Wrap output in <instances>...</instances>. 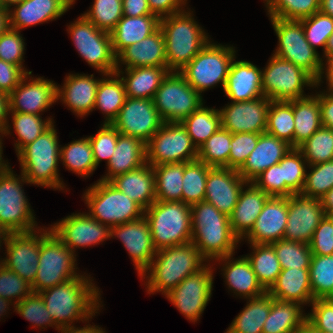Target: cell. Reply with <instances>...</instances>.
Masks as SVG:
<instances>
[{"mask_svg": "<svg viewBox=\"0 0 333 333\" xmlns=\"http://www.w3.org/2000/svg\"><path fill=\"white\" fill-rule=\"evenodd\" d=\"M31 72L0 59V92L9 95L22 79Z\"/></svg>", "mask_w": 333, "mask_h": 333, "instance_id": "cell-66", "label": "cell"}, {"mask_svg": "<svg viewBox=\"0 0 333 333\" xmlns=\"http://www.w3.org/2000/svg\"><path fill=\"white\" fill-rule=\"evenodd\" d=\"M325 215L320 199L301 193L292 194L288 197V219L283 239L309 244Z\"/></svg>", "mask_w": 333, "mask_h": 333, "instance_id": "cell-19", "label": "cell"}, {"mask_svg": "<svg viewBox=\"0 0 333 333\" xmlns=\"http://www.w3.org/2000/svg\"><path fill=\"white\" fill-rule=\"evenodd\" d=\"M266 7L270 18L301 20L320 10V0H271Z\"/></svg>", "mask_w": 333, "mask_h": 333, "instance_id": "cell-54", "label": "cell"}, {"mask_svg": "<svg viewBox=\"0 0 333 333\" xmlns=\"http://www.w3.org/2000/svg\"><path fill=\"white\" fill-rule=\"evenodd\" d=\"M9 28L10 26L8 10L0 9V36L5 33Z\"/></svg>", "mask_w": 333, "mask_h": 333, "instance_id": "cell-74", "label": "cell"}, {"mask_svg": "<svg viewBox=\"0 0 333 333\" xmlns=\"http://www.w3.org/2000/svg\"><path fill=\"white\" fill-rule=\"evenodd\" d=\"M75 0H24L9 10L10 28L21 30L62 16Z\"/></svg>", "mask_w": 333, "mask_h": 333, "instance_id": "cell-27", "label": "cell"}, {"mask_svg": "<svg viewBox=\"0 0 333 333\" xmlns=\"http://www.w3.org/2000/svg\"><path fill=\"white\" fill-rule=\"evenodd\" d=\"M191 137L193 144L199 147L221 127L219 110L203 105L180 122Z\"/></svg>", "mask_w": 333, "mask_h": 333, "instance_id": "cell-44", "label": "cell"}, {"mask_svg": "<svg viewBox=\"0 0 333 333\" xmlns=\"http://www.w3.org/2000/svg\"><path fill=\"white\" fill-rule=\"evenodd\" d=\"M24 0H1V3L3 5V8L6 10H10V7L13 5H18L22 3Z\"/></svg>", "mask_w": 333, "mask_h": 333, "instance_id": "cell-78", "label": "cell"}, {"mask_svg": "<svg viewBox=\"0 0 333 333\" xmlns=\"http://www.w3.org/2000/svg\"><path fill=\"white\" fill-rule=\"evenodd\" d=\"M333 52V32L328 38L326 47H325V56Z\"/></svg>", "mask_w": 333, "mask_h": 333, "instance_id": "cell-80", "label": "cell"}, {"mask_svg": "<svg viewBox=\"0 0 333 333\" xmlns=\"http://www.w3.org/2000/svg\"><path fill=\"white\" fill-rule=\"evenodd\" d=\"M252 183L269 196L285 197V181H282V167L279 163L264 170Z\"/></svg>", "mask_w": 333, "mask_h": 333, "instance_id": "cell-65", "label": "cell"}, {"mask_svg": "<svg viewBox=\"0 0 333 333\" xmlns=\"http://www.w3.org/2000/svg\"><path fill=\"white\" fill-rule=\"evenodd\" d=\"M302 312L299 303L271 297V310L263 325L262 333H295L306 323L307 315Z\"/></svg>", "mask_w": 333, "mask_h": 333, "instance_id": "cell-38", "label": "cell"}, {"mask_svg": "<svg viewBox=\"0 0 333 333\" xmlns=\"http://www.w3.org/2000/svg\"><path fill=\"white\" fill-rule=\"evenodd\" d=\"M271 310V295L249 298L247 305L233 320L225 333H262L263 325Z\"/></svg>", "mask_w": 333, "mask_h": 333, "instance_id": "cell-41", "label": "cell"}, {"mask_svg": "<svg viewBox=\"0 0 333 333\" xmlns=\"http://www.w3.org/2000/svg\"><path fill=\"white\" fill-rule=\"evenodd\" d=\"M10 303H12V302L0 297V316L3 315L2 313H4L6 310L9 309L8 306L11 305Z\"/></svg>", "mask_w": 333, "mask_h": 333, "instance_id": "cell-79", "label": "cell"}, {"mask_svg": "<svg viewBox=\"0 0 333 333\" xmlns=\"http://www.w3.org/2000/svg\"><path fill=\"white\" fill-rule=\"evenodd\" d=\"M198 149L181 123L164 122L146 143V163L157 166L197 160Z\"/></svg>", "mask_w": 333, "mask_h": 333, "instance_id": "cell-15", "label": "cell"}, {"mask_svg": "<svg viewBox=\"0 0 333 333\" xmlns=\"http://www.w3.org/2000/svg\"><path fill=\"white\" fill-rule=\"evenodd\" d=\"M232 133L220 127L198 149L197 160L210 167L229 168Z\"/></svg>", "mask_w": 333, "mask_h": 333, "instance_id": "cell-47", "label": "cell"}, {"mask_svg": "<svg viewBox=\"0 0 333 333\" xmlns=\"http://www.w3.org/2000/svg\"><path fill=\"white\" fill-rule=\"evenodd\" d=\"M41 230L39 236L34 233L37 231L6 233L3 240L7 256L0 263L30 284L34 283L38 270L40 239L48 232Z\"/></svg>", "mask_w": 333, "mask_h": 333, "instance_id": "cell-18", "label": "cell"}, {"mask_svg": "<svg viewBox=\"0 0 333 333\" xmlns=\"http://www.w3.org/2000/svg\"><path fill=\"white\" fill-rule=\"evenodd\" d=\"M295 333H320V332L314 329L310 324L306 322Z\"/></svg>", "mask_w": 333, "mask_h": 333, "instance_id": "cell-77", "label": "cell"}, {"mask_svg": "<svg viewBox=\"0 0 333 333\" xmlns=\"http://www.w3.org/2000/svg\"><path fill=\"white\" fill-rule=\"evenodd\" d=\"M94 75L70 74L63 88L57 86V100L63 101L76 115L85 116L94 110L97 87Z\"/></svg>", "mask_w": 333, "mask_h": 333, "instance_id": "cell-30", "label": "cell"}, {"mask_svg": "<svg viewBox=\"0 0 333 333\" xmlns=\"http://www.w3.org/2000/svg\"><path fill=\"white\" fill-rule=\"evenodd\" d=\"M212 167L199 160L184 163L182 202L192 205L204 201L206 178Z\"/></svg>", "mask_w": 333, "mask_h": 333, "instance_id": "cell-48", "label": "cell"}, {"mask_svg": "<svg viewBox=\"0 0 333 333\" xmlns=\"http://www.w3.org/2000/svg\"><path fill=\"white\" fill-rule=\"evenodd\" d=\"M291 148L286 141L267 132L261 133L257 146L249 154L238 173L247 183H250L264 170L279 163Z\"/></svg>", "mask_w": 333, "mask_h": 333, "instance_id": "cell-26", "label": "cell"}, {"mask_svg": "<svg viewBox=\"0 0 333 333\" xmlns=\"http://www.w3.org/2000/svg\"><path fill=\"white\" fill-rule=\"evenodd\" d=\"M157 256V257H156ZM155 260L140 276H146L148 293L162 292L167 295L190 274L201 269L205 259L192 243L167 247L156 251Z\"/></svg>", "mask_w": 333, "mask_h": 333, "instance_id": "cell-3", "label": "cell"}, {"mask_svg": "<svg viewBox=\"0 0 333 333\" xmlns=\"http://www.w3.org/2000/svg\"><path fill=\"white\" fill-rule=\"evenodd\" d=\"M57 138V132L52 124L17 154L22 169L21 173L28 183L53 189H64L57 169L58 162L61 161Z\"/></svg>", "mask_w": 333, "mask_h": 333, "instance_id": "cell-5", "label": "cell"}, {"mask_svg": "<svg viewBox=\"0 0 333 333\" xmlns=\"http://www.w3.org/2000/svg\"><path fill=\"white\" fill-rule=\"evenodd\" d=\"M153 100L164 122L180 123L203 105L201 94L178 71L165 76Z\"/></svg>", "mask_w": 333, "mask_h": 333, "instance_id": "cell-12", "label": "cell"}, {"mask_svg": "<svg viewBox=\"0 0 333 333\" xmlns=\"http://www.w3.org/2000/svg\"><path fill=\"white\" fill-rule=\"evenodd\" d=\"M288 219V197L270 196L251 231L244 238L254 244H272L284 238Z\"/></svg>", "mask_w": 333, "mask_h": 333, "instance_id": "cell-25", "label": "cell"}, {"mask_svg": "<svg viewBox=\"0 0 333 333\" xmlns=\"http://www.w3.org/2000/svg\"><path fill=\"white\" fill-rule=\"evenodd\" d=\"M224 92L232 102L251 101L264 96L262 71L248 61L232 62Z\"/></svg>", "mask_w": 333, "mask_h": 333, "instance_id": "cell-29", "label": "cell"}, {"mask_svg": "<svg viewBox=\"0 0 333 333\" xmlns=\"http://www.w3.org/2000/svg\"><path fill=\"white\" fill-rule=\"evenodd\" d=\"M326 215L333 216V188L320 198Z\"/></svg>", "mask_w": 333, "mask_h": 333, "instance_id": "cell-73", "label": "cell"}, {"mask_svg": "<svg viewBox=\"0 0 333 333\" xmlns=\"http://www.w3.org/2000/svg\"><path fill=\"white\" fill-rule=\"evenodd\" d=\"M300 21L302 22L306 40L314 50L318 46H322L325 56V47L329 36L333 32V18L319 11Z\"/></svg>", "mask_w": 333, "mask_h": 333, "instance_id": "cell-57", "label": "cell"}, {"mask_svg": "<svg viewBox=\"0 0 333 333\" xmlns=\"http://www.w3.org/2000/svg\"><path fill=\"white\" fill-rule=\"evenodd\" d=\"M16 176L11 168L0 175V228L5 233L35 231V217L21 185L28 181L22 173Z\"/></svg>", "mask_w": 333, "mask_h": 333, "instance_id": "cell-13", "label": "cell"}, {"mask_svg": "<svg viewBox=\"0 0 333 333\" xmlns=\"http://www.w3.org/2000/svg\"><path fill=\"white\" fill-rule=\"evenodd\" d=\"M32 284L0 263V297L19 303L33 293Z\"/></svg>", "mask_w": 333, "mask_h": 333, "instance_id": "cell-59", "label": "cell"}, {"mask_svg": "<svg viewBox=\"0 0 333 333\" xmlns=\"http://www.w3.org/2000/svg\"><path fill=\"white\" fill-rule=\"evenodd\" d=\"M159 27L160 18L156 15H142L138 17L123 15L115 29L110 33L114 54L117 57L126 47L138 43L154 33Z\"/></svg>", "mask_w": 333, "mask_h": 333, "instance_id": "cell-35", "label": "cell"}, {"mask_svg": "<svg viewBox=\"0 0 333 333\" xmlns=\"http://www.w3.org/2000/svg\"><path fill=\"white\" fill-rule=\"evenodd\" d=\"M151 13L160 19L183 11L187 0H147ZM185 3V4H184ZM183 4V5H182ZM164 15V16H163Z\"/></svg>", "mask_w": 333, "mask_h": 333, "instance_id": "cell-67", "label": "cell"}, {"mask_svg": "<svg viewBox=\"0 0 333 333\" xmlns=\"http://www.w3.org/2000/svg\"><path fill=\"white\" fill-rule=\"evenodd\" d=\"M76 256L51 230L40 239L39 264L32 289L39 293L78 276Z\"/></svg>", "mask_w": 333, "mask_h": 333, "instance_id": "cell-8", "label": "cell"}, {"mask_svg": "<svg viewBox=\"0 0 333 333\" xmlns=\"http://www.w3.org/2000/svg\"><path fill=\"white\" fill-rule=\"evenodd\" d=\"M60 158L69 170L88 177L97 169L89 137L75 140L60 148Z\"/></svg>", "mask_w": 333, "mask_h": 333, "instance_id": "cell-46", "label": "cell"}, {"mask_svg": "<svg viewBox=\"0 0 333 333\" xmlns=\"http://www.w3.org/2000/svg\"><path fill=\"white\" fill-rule=\"evenodd\" d=\"M15 311L23 316L25 319L34 324V327L38 326L44 329L42 326L55 325L56 330L60 329L53 321L51 314L48 312L45 303L39 293L33 292L25 299L17 304H14Z\"/></svg>", "mask_w": 333, "mask_h": 333, "instance_id": "cell-58", "label": "cell"}, {"mask_svg": "<svg viewBox=\"0 0 333 333\" xmlns=\"http://www.w3.org/2000/svg\"><path fill=\"white\" fill-rule=\"evenodd\" d=\"M294 148L308 140L321 126L319 94L293 100Z\"/></svg>", "mask_w": 333, "mask_h": 333, "instance_id": "cell-39", "label": "cell"}, {"mask_svg": "<svg viewBox=\"0 0 333 333\" xmlns=\"http://www.w3.org/2000/svg\"><path fill=\"white\" fill-rule=\"evenodd\" d=\"M91 281L80 275L39 292L59 328L70 327L74 320L87 321L98 313L101 294Z\"/></svg>", "mask_w": 333, "mask_h": 333, "instance_id": "cell-1", "label": "cell"}, {"mask_svg": "<svg viewBox=\"0 0 333 333\" xmlns=\"http://www.w3.org/2000/svg\"><path fill=\"white\" fill-rule=\"evenodd\" d=\"M68 33L78 53L89 65L104 75L116 72V55L110 33L99 30L83 15L68 26Z\"/></svg>", "mask_w": 333, "mask_h": 333, "instance_id": "cell-14", "label": "cell"}, {"mask_svg": "<svg viewBox=\"0 0 333 333\" xmlns=\"http://www.w3.org/2000/svg\"><path fill=\"white\" fill-rule=\"evenodd\" d=\"M232 255L219 258L216 260L226 261L223 266L224 276L227 285L234 293L245 297L246 299L263 295L266 290L258 282L255 272L247 257L237 260H231Z\"/></svg>", "mask_w": 333, "mask_h": 333, "instance_id": "cell-36", "label": "cell"}, {"mask_svg": "<svg viewBox=\"0 0 333 333\" xmlns=\"http://www.w3.org/2000/svg\"><path fill=\"white\" fill-rule=\"evenodd\" d=\"M1 137V136H0ZM2 140H1V138H0V175L1 174H4L5 172H7L9 169H10V167H9V165L7 164V163H5L4 162V160H2L3 158H2Z\"/></svg>", "mask_w": 333, "mask_h": 333, "instance_id": "cell-76", "label": "cell"}, {"mask_svg": "<svg viewBox=\"0 0 333 333\" xmlns=\"http://www.w3.org/2000/svg\"><path fill=\"white\" fill-rule=\"evenodd\" d=\"M271 101L259 97L251 101L232 102L220 109L221 127L233 133H256L266 131L267 113Z\"/></svg>", "mask_w": 333, "mask_h": 333, "instance_id": "cell-20", "label": "cell"}, {"mask_svg": "<svg viewBox=\"0 0 333 333\" xmlns=\"http://www.w3.org/2000/svg\"><path fill=\"white\" fill-rule=\"evenodd\" d=\"M251 244L253 255H246L250 261L258 282L268 291L276 282L281 266L271 244Z\"/></svg>", "mask_w": 333, "mask_h": 333, "instance_id": "cell-43", "label": "cell"}, {"mask_svg": "<svg viewBox=\"0 0 333 333\" xmlns=\"http://www.w3.org/2000/svg\"><path fill=\"white\" fill-rule=\"evenodd\" d=\"M234 59L235 49L233 47H224L209 41L179 72L189 85L200 94L218 83L222 84L224 90Z\"/></svg>", "mask_w": 333, "mask_h": 333, "instance_id": "cell-9", "label": "cell"}, {"mask_svg": "<svg viewBox=\"0 0 333 333\" xmlns=\"http://www.w3.org/2000/svg\"><path fill=\"white\" fill-rule=\"evenodd\" d=\"M313 255L333 254V216L325 215L309 243Z\"/></svg>", "mask_w": 333, "mask_h": 333, "instance_id": "cell-64", "label": "cell"}, {"mask_svg": "<svg viewBox=\"0 0 333 333\" xmlns=\"http://www.w3.org/2000/svg\"><path fill=\"white\" fill-rule=\"evenodd\" d=\"M260 134L256 133H233L229 153V168L239 170L247 160L249 154L257 146Z\"/></svg>", "mask_w": 333, "mask_h": 333, "instance_id": "cell-61", "label": "cell"}, {"mask_svg": "<svg viewBox=\"0 0 333 333\" xmlns=\"http://www.w3.org/2000/svg\"><path fill=\"white\" fill-rule=\"evenodd\" d=\"M298 149L307 161V165L333 160V129L321 126Z\"/></svg>", "mask_w": 333, "mask_h": 333, "instance_id": "cell-52", "label": "cell"}, {"mask_svg": "<svg viewBox=\"0 0 333 333\" xmlns=\"http://www.w3.org/2000/svg\"><path fill=\"white\" fill-rule=\"evenodd\" d=\"M11 113L15 133L18 136V141L15 144L17 153L26 145L32 143L54 123L51 118L42 120V117L36 114Z\"/></svg>", "mask_w": 333, "mask_h": 333, "instance_id": "cell-51", "label": "cell"}, {"mask_svg": "<svg viewBox=\"0 0 333 333\" xmlns=\"http://www.w3.org/2000/svg\"><path fill=\"white\" fill-rule=\"evenodd\" d=\"M156 250L192 240L191 205L182 201H155L144 211Z\"/></svg>", "mask_w": 333, "mask_h": 333, "instance_id": "cell-6", "label": "cell"}, {"mask_svg": "<svg viewBox=\"0 0 333 333\" xmlns=\"http://www.w3.org/2000/svg\"><path fill=\"white\" fill-rule=\"evenodd\" d=\"M109 182L144 210L156 201L154 169L148 163L133 171L120 174Z\"/></svg>", "mask_w": 333, "mask_h": 333, "instance_id": "cell-32", "label": "cell"}, {"mask_svg": "<svg viewBox=\"0 0 333 333\" xmlns=\"http://www.w3.org/2000/svg\"><path fill=\"white\" fill-rule=\"evenodd\" d=\"M319 11L333 18V0H320Z\"/></svg>", "mask_w": 333, "mask_h": 333, "instance_id": "cell-75", "label": "cell"}, {"mask_svg": "<svg viewBox=\"0 0 333 333\" xmlns=\"http://www.w3.org/2000/svg\"><path fill=\"white\" fill-rule=\"evenodd\" d=\"M306 162L298 148H291L279 162L282 167V181H285V197L301 193L307 172Z\"/></svg>", "mask_w": 333, "mask_h": 333, "instance_id": "cell-50", "label": "cell"}, {"mask_svg": "<svg viewBox=\"0 0 333 333\" xmlns=\"http://www.w3.org/2000/svg\"><path fill=\"white\" fill-rule=\"evenodd\" d=\"M83 328H76L75 326L60 328L61 333H105L102 328L96 325H85Z\"/></svg>", "mask_w": 333, "mask_h": 333, "instance_id": "cell-72", "label": "cell"}, {"mask_svg": "<svg viewBox=\"0 0 333 333\" xmlns=\"http://www.w3.org/2000/svg\"><path fill=\"white\" fill-rule=\"evenodd\" d=\"M50 230L73 252L74 248L99 244L110 237V227L88 213L71 214L55 223Z\"/></svg>", "mask_w": 333, "mask_h": 333, "instance_id": "cell-21", "label": "cell"}, {"mask_svg": "<svg viewBox=\"0 0 333 333\" xmlns=\"http://www.w3.org/2000/svg\"><path fill=\"white\" fill-rule=\"evenodd\" d=\"M306 322L320 333H333V298L315 299Z\"/></svg>", "mask_w": 333, "mask_h": 333, "instance_id": "cell-63", "label": "cell"}, {"mask_svg": "<svg viewBox=\"0 0 333 333\" xmlns=\"http://www.w3.org/2000/svg\"><path fill=\"white\" fill-rule=\"evenodd\" d=\"M9 115V97L7 94L0 92V133L10 134L7 116Z\"/></svg>", "mask_w": 333, "mask_h": 333, "instance_id": "cell-70", "label": "cell"}, {"mask_svg": "<svg viewBox=\"0 0 333 333\" xmlns=\"http://www.w3.org/2000/svg\"><path fill=\"white\" fill-rule=\"evenodd\" d=\"M113 236L120 238L141 276L151 265L157 251L153 246L149 223L145 216L110 227V237Z\"/></svg>", "mask_w": 333, "mask_h": 333, "instance_id": "cell-23", "label": "cell"}, {"mask_svg": "<svg viewBox=\"0 0 333 333\" xmlns=\"http://www.w3.org/2000/svg\"><path fill=\"white\" fill-rule=\"evenodd\" d=\"M325 57H326V60H327L326 65H328V66H327V68L325 66H322V72L320 74V77L316 81V86H318L321 83L322 75L324 74L323 71L326 69L325 75H326V78H327V81H328V87L333 88V52L328 54Z\"/></svg>", "mask_w": 333, "mask_h": 333, "instance_id": "cell-71", "label": "cell"}, {"mask_svg": "<svg viewBox=\"0 0 333 333\" xmlns=\"http://www.w3.org/2000/svg\"><path fill=\"white\" fill-rule=\"evenodd\" d=\"M24 46L19 30L9 28L0 36V59L23 68Z\"/></svg>", "mask_w": 333, "mask_h": 333, "instance_id": "cell-62", "label": "cell"}, {"mask_svg": "<svg viewBox=\"0 0 333 333\" xmlns=\"http://www.w3.org/2000/svg\"><path fill=\"white\" fill-rule=\"evenodd\" d=\"M30 75L32 72L28 73L8 95L9 114L20 112L40 115V112L47 110L57 101V85L53 81L43 77L33 79L32 76L31 82L25 81Z\"/></svg>", "mask_w": 333, "mask_h": 333, "instance_id": "cell-22", "label": "cell"}, {"mask_svg": "<svg viewBox=\"0 0 333 333\" xmlns=\"http://www.w3.org/2000/svg\"><path fill=\"white\" fill-rule=\"evenodd\" d=\"M156 201H182L184 163L153 166Z\"/></svg>", "mask_w": 333, "mask_h": 333, "instance_id": "cell-42", "label": "cell"}, {"mask_svg": "<svg viewBox=\"0 0 333 333\" xmlns=\"http://www.w3.org/2000/svg\"><path fill=\"white\" fill-rule=\"evenodd\" d=\"M167 67H136L125 69L121 77L127 97L153 99L162 80L169 73Z\"/></svg>", "mask_w": 333, "mask_h": 333, "instance_id": "cell-37", "label": "cell"}, {"mask_svg": "<svg viewBox=\"0 0 333 333\" xmlns=\"http://www.w3.org/2000/svg\"><path fill=\"white\" fill-rule=\"evenodd\" d=\"M116 63V70H119L120 63L126 65L125 69L145 66L167 67L165 39L160 27L138 43L126 47L116 57Z\"/></svg>", "mask_w": 333, "mask_h": 333, "instance_id": "cell-28", "label": "cell"}, {"mask_svg": "<svg viewBox=\"0 0 333 333\" xmlns=\"http://www.w3.org/2000/svg\"><path fill=\"white\" fill-rule=\"evenodd\" d=\"M267 292L277 300L296 302L301 305L311 304L314 298L309 269H282L276 282Z\"/></svg>", "mask_w": 333, "mask_h": 333, "instance_id": "cell-34", "label": "cell"}, {"mask_svg": "<svg viewBox=\"0 0 333 333\" xmlns=\"http://www.w3.org/2000/svg\"><path fill=\"white\" fill-rule=\"evenodd\" d=\"M244 184L246 185L247 182L238 173V170L212 167L206 178L204 200L229 216L237 204Z\"/></svg>", "mask_w": 333, "mask_h": 333, "instance_id": "cell-24", "label": "cell"}, {"mask_svg": "<svg viewBox=\"0 0 333 333\" xmlns=\"http://www.w3.org/2000/svg\"><path fill=\"white\" fill-rule=\"evenodd\" d=\"M212 286V268L204 265L197 272L186 277L165 296L188 320L195 322L211 298Z\"/></svg>", "mask_w": 333, "mask_h": 333, "instance_id": "cell-16", "label": "cell"}, {"mask_svg": "<svg viewBox=\"0 0 333 333\" xmlns=\"http://www.w3.org/2000/svg\"><path fill=\"white\" fill-rule=\"evenodd\" d=\"M192 240L205 260L233 255L240 241L232 232L229 216L207 201L191 205Z\"/></svg>", "mask_w": 333, "mask_h": 333, "instance_id": "cell-2", "label": "cell"}, {"mask_svg": "<svg viewBox=\"0 0 333 333\" xmlns=\"http://www.w3.org/2000/svg\"><path fill=\"white\" fill-rule=\"evenodd\" d=\"M119 134L112 124L104 123L95 136H89L96 167L102 159H106L107 164L109 163L116 148Z\"/></svg>", "mask_w": 333, "mask_h": 333, "instance_id": "cell-60", "label": "cell"}, {"mask_svg": "<svg viewBox=\"0 0 333 333\" xmlns=\"http://www.w3.org/2000/svg\"><path fill=\"white\" fill-rule=\"evenodd\" d=\"M83 197L90 209L88 214L109 227L144 216L145 210L109 181L99 180L86 190Z\"/></svg>", "mask_w": 333, "mask_h": 333, "instance_id": "cell-7", "label": "cell"}, {"mask_svg": "<svg viewBox=\"0 0 333 333\" xmlns=\"http://www.w3.org/2000/svg\"><path fill=\"white\" fill-rule=\"evenodd\" d=\"M120 73L124 72L116 70V72L105 75L111 78L101 79L96 92L95 108H100L107 116L104 123L111 124L117 117L120 109L123 107L127 95L125 85L120 78ZM115 76V79H113ZM120 78V79H119Z\"/></svg>", "mask_w": 333, "mask_h": 333, "instance_id": "cell-40", "label": "cell"}, {"mask_svg": "<svg viewBox=\"0 0 333 333\" xmlns=\"http://www.w3.org/2000/svg\"><path fill=\"white\" fill-rule=\"evenodd\" d=\"M146 163V144L139 138L119 134L116 148L107 164L108 173L101 181L140 168Z\"/></svg>", "mask_w": 333, "mask_h": 333, "instance_id": "cell-33", "label": "cell"}, {"mask_svg": "<svg viewBox=\"0 0 333 333\" xmlns=\"http://www.w3.org/2000/svg\"><path fill=\"white\" fill-rule=\"evenodd\" d=\"M271 245L281 269H309L313 255L309 244L280 239Z\"/></svg>", "mask_w": 333, "mask_h": 333, "instance_id": "cell-53", "label": "cell"}, {"mask_svg": "<svg viewBox=\"0 0 333 333\" xmlns=\"http://www.w3.org/2000/svg\"><path fill=\"white\" fill-rule=\"evenodd\" d=\"M270 20L279 40L274 55L302 68L317 81L324 63L306 40L302 22L279 18H270Z\"/></svg>", "mask_w": 333, "mask_h": 333, "instance_id": "cell-10", "label": "cell"}, {"mask_svg": "<svg viewBox=\"0 0 333 333\" xmlns=\"http://www.w3.org/2000/svg\"><path fill=\"white\" fill-rule=\"evenodd\" d=\"M319 104L322 126L333 129V88L319 94Z\"/></svg>", "mask_w": 333, "mask_h": 333, "instance_id": "cell-68", "label": "cell"}, {"mask_svg": "<svg viewBox=\"0 0 333 333\" xmlns=\"http://www.w3.org/2000/svg\"><path fill=\"white\" fill-rule=\"evenodd\" d=\"M316 87V81L302 68L274 55L262 71L263 95L270 101H291L304 96L303 88Z\"/></svg>", "mask_w": 333, "mask_h": 333, "instance_id": "cell-11", "label": "cell"}, {"mask_svg": "<svg viewBox=\"0 0 333 333\" xmlns=\"http://www.w3.org/2000/svg\"><path fill=\"white\" fill-rule=\"evenodd\" d=\"M163 123L153 99L127 97L111 124L120 134L139 138L146 144Z\"/></svg>", "mask_w": 333, "mask_h": 333, "instance_id": "cell-17", "label": "cell"}, {"mask_svg": "<svg viewBox=\"0 0 333 333\" xmlns=\"http://www.w3.org/2000/svg\"><path fill=\"white\" fill-rule=\"evenodd\" d=\"M307 166L312 169L306 173L301 194L320 199L333 188V160Z\"/></svg>", "mask_w": 333, "mask_h": 333, "instance_id": "cell-56", "label": "cell"}, {"mask_svg": "<svg viewBox=\"0 0 333 333\" xmlns=\"http://www.w3.org/2000/svg\"><path fill=\"white\" fill-rule=\"evenodd\" d=\"M250 184V185H248ZM247 189L242 188L234 210L229 215L230 227L234 235L243 239L254 226L259 214L270 197L252 182L247 183Z\"/></svg>", "mask_w": 333, "mask_h": 333, "instance_id": "cell-31", "label": "cell"}, {"mask_svg": "<svg viewBox=\"0 0 333 333\" xmlns=\"http://www.w3.org/2000/svg\"><path fill=\"white\" fill-rule=\"evenodd\" d=\"M309 278L313 298H333V254L312 255Z\"/></svg>", "mask_w": 333, "mask_h": 333, "instance_id": "cell-49", "label": "cell"}, {"mask_svg": "<svg viewBox=\"0 0 333 333\" xmlns=\"http://www.w3.org/2000/svg\"><path fill=\"white\" fill-rule=\"evenodd\" d=\"M191 15L183 10L160 19L169 71L182 70L209 42Z\"/></svg>", "mask_w": 333, "mask_h": 333, "instance_id": "cell-4", "label": "cell"}, {"mask_svg": "<svg viewBox=\"0 0 333 333\" xmlns=\"http://www.w3.org/2000/svg\"><path fill=\"white\" fill-rule=\"evenodd\" d=\"M123 15L138 17L142 15H154L148 6L147 0H122Z\"/></svg>", "mask_w": 333, "mask_h": 333, "instance_id": "cell-69", "label": "cell"}, {"mask_svg": "<svg viewBox=\"0 0 333 333\" xmlns=\"http://www.w3.org/2000/svg\"><path fill=\"white\" fill-rule=\"evenodd\" d=\"M293 100L271 101L267 113V133L286 141L294 148Z\"/></svg>", "mask_w": 333, "mask_h": 333, "instance_id": "cell-45", "label": "cell"}, {"mask_svg": "<svg viewBox=\"0 0 333 333\" xmlns=\"http://www.w3.org/2000/svg\"><path fill=\"white\" fill-rule=\"evenodd\" d=\"M83 16L99 30L111 33L123 17L122 0H94L91 9Z\"/></svg>", "mask_w": 333, "mask_h": 333, "instance_id": "cell-55", "label": "cell"}]
</instances>
